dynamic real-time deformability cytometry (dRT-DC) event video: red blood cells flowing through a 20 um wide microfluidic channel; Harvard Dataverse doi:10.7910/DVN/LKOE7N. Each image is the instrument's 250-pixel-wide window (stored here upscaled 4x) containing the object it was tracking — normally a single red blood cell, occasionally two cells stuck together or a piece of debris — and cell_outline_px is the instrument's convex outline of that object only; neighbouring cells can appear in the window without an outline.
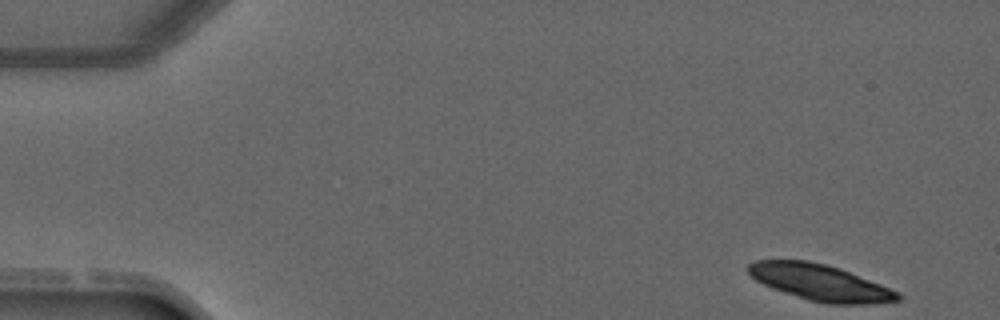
{"species": "common noctule bat (a hibernating species)", "species_latin": "Nyctalus noctula", "temperature_condition": "warm", "stored_images_in_passage": 3, "camera_frame_rate_fps": 3000, "um_per_image_px": 0.085, "animal": {"sex": "male", "forearm_length_mm": 52.5}, "frame": {"image": 1, "passage_image": 1, "time_ms": 0.0, "image_size_px": [1000, 320], "cell_outline_px": [[900, 300], [872, 304], [828, 304], [808, 300], [772, 288], [756, 280], [748, 272], [748, 264], [756, 260], [808, 260], [840, 268], [900, 292]], "centroid_in_image_um": [69.72, 24.02], "position_along_channel_um": 15.3, "area_um2": 31.39}}